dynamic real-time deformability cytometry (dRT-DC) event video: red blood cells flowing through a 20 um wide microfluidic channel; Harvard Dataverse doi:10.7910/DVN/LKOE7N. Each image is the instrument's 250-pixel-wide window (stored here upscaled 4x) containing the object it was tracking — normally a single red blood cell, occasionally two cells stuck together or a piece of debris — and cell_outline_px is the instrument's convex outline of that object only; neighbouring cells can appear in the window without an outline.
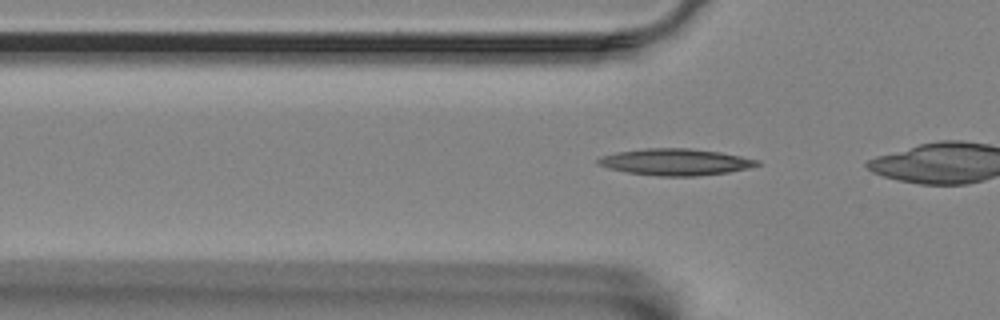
{"species": "Egyptian fruit bat (a non-hibernating species)", "species_latin": "Rousettus aegyptiacus", "temperature_condition": "room temperature", "stored_images_in_passage": 15, "camera_frame_rate_fps": 3000, "um_per_image_px": 0.085, "animal": {"sex": "female"}, "frame": {"image": 1, "passage_image": 9, "time_ms": 2.667, "image_size_px": [1000, 320], "cell_outline_px": [[760, 164], [748, 168], [728, 172], [696, 176], [656, 176], [628, 172], [608, 168], [596, 164], [596, 160], [600, 156], [616, 152], [644, 148], [688, 148], [720, 152], [760, 160]], "centroid_in_image_um": [57.38, 13.76], "position_along_channel_um": 68.4, "area_um2": 24.68}}
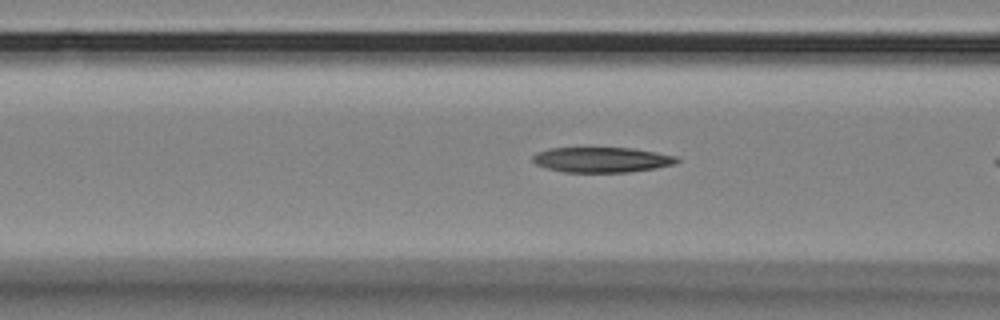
{"frame": {"image": 2, "passage_image": 13, "time_ms": 4.0, "image_size_px": [1000, 320], "cell_outline_px": [[680, 160], [676, 164], [656, 168], [628, 172], [564, 172], [548, 168], [536, 164], [532, 160], [532, 156], [536, 152], [548, 148], [632, 148], [656, 152], [676, 156]], "centroid_in_image_um": [51.16, 13.57], "position_along_channel_um": 115.4, "area_um2": 21.21}}